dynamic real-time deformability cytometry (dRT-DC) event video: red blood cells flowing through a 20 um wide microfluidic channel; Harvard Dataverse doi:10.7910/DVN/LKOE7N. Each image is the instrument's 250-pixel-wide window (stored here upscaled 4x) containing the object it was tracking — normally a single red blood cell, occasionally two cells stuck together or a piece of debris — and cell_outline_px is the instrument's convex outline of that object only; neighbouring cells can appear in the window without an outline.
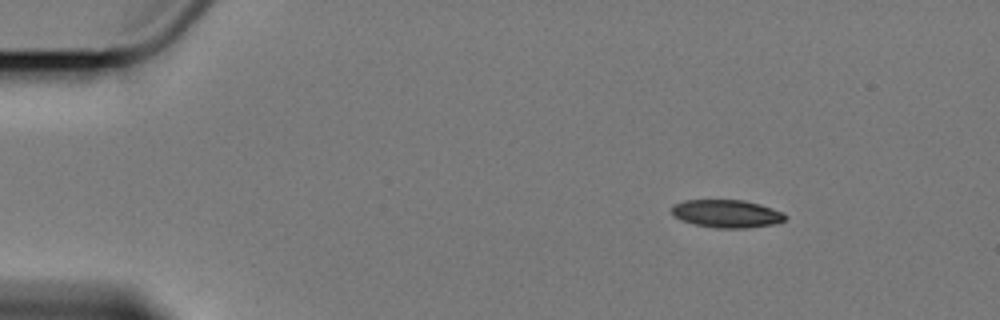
{"species": "Egyptian fruit bat (a non-hibernating species)", "species_latin": "Rousettus aegyptiacus", "temperature_condition": "cold", "stored_images_in_passage": 5, "camera_frame_rate_fps": 3000, "um_per_image_px": 0.085, "animal": {"sex": "female"}, "frame": {"image": 1, "passage_image": 2, "time_ms": 1.333, "image_size_px": [1000, 320], "cell_outline_px": [[788, 216], [784, 220], [776, 224], [748, 228], [716, 228], [696, 224], [680, 220], [672, 216], [672, 204], [684, 200], [744, 200], [760, 204], [784, 212]], "centroid_in_image_um": [61.78, 18.16], "position_along_channel_um": 23.2, "area_um2": 18.67}}
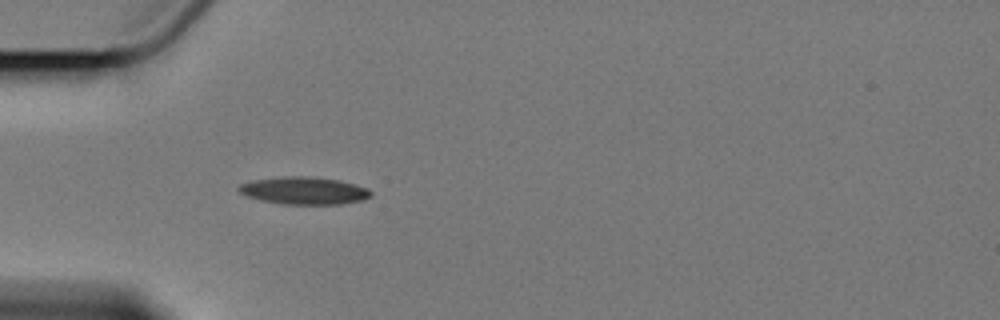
{"frame": {"image": 2, "passage_image": 5, "time_ms": 4.667, "image_size_px": [1000, 320], "cell_outline_px": [[372, 196], [360, 200], [340, 204], [284, 204], [260, 200], [248, 196], [240, 192], [236, 188], [240, 184], [252, 180], [284, 176], [308, 176], [340, 180], [368, 188], [372, 192]], "centroid_in_image_um": [25.84, 16.19], "position_along_channel_um": 59.2, "area_um2": 21.1}}